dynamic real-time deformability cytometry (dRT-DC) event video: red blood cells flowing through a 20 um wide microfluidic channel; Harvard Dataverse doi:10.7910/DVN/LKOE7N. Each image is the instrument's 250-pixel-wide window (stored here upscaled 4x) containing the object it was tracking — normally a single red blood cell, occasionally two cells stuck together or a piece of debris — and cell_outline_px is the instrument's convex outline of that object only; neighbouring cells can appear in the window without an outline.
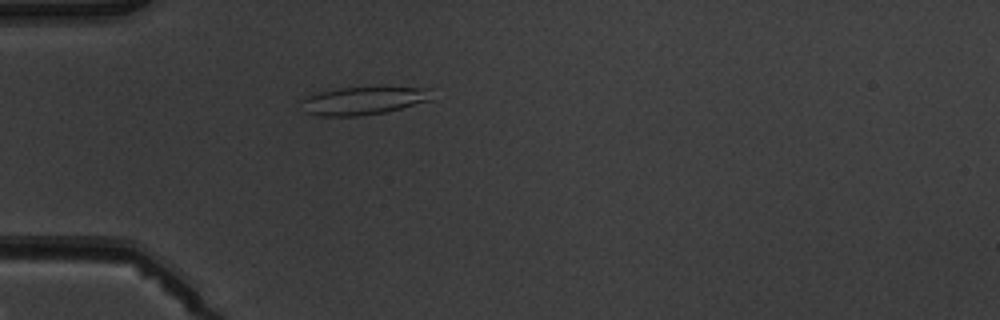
{"species": "common noctule bat (a hibernating species)", "species_latin": "Nyctalus noctula", "temperature_condition": "warm", "stored_images_in_passage": 4, "camera_frame_rate_fps": 3000, "um_per_image_px": 0.085, "animal": {"sex": "male", "body_mass_g": 19.5, "forearm_length_mm": 54.6}, "frame": {"image": 1, "passage_image": 4, "time_ms": 4.333, "image_size_px": [1000, 320], "cell_outline_px": [[432, 100], [384, 112], [356, 116], [320, 116], [304, 112], [300, 100], [316, 92], [340, 88], [384, 84], [432, 88]], "centroid_in_image_um": [30.96, 8.49], "position_along_channel_um": 54.0, "area_um2": 22.37}}